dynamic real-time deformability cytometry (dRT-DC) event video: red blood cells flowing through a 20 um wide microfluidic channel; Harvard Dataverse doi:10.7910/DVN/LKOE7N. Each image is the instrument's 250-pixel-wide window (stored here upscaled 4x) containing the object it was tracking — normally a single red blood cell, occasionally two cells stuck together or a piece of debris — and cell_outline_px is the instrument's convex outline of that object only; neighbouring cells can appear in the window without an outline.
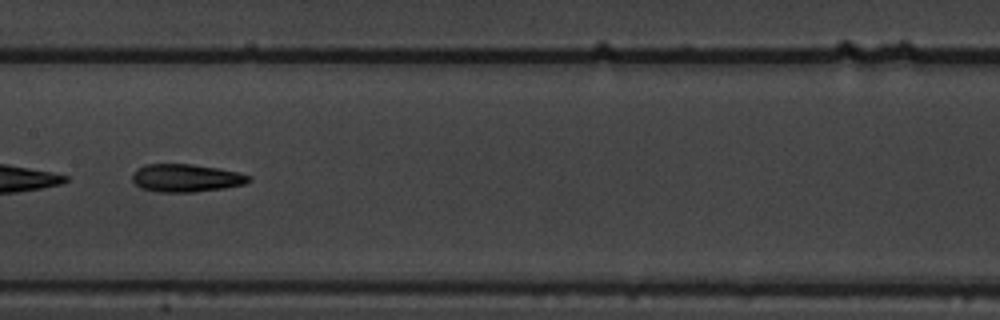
{"species": "common noctule bat (a hibernating species)", "species_latin": "Nyctalus noctula", "temperature_condition": "warm", "stored_images_in_passage": 11, "camera_frame_rate_fps": 3000, "um_per_image_px": 0.085, "animal": {"sex": "male", "body_mass_g": 19.5, "forearm_length_mm": 54.6}, "frame": {"image": 1, "passage_image": 8, "time_ms": 2.333, "image_size_px": [1000, 320], "cell_outline_px": [[252, 180], [244, 184], [224, 188], [192, 192], [160, 192], [140, 188], [132, 180], [132, 172], [136, 168], [144, 164], [192, 164], [216, 168], [236, 172], [252, 176]], "centroid_in_image_um": [15.78, 15.13], "position_along_channel_um": 191.6, "area_um2": 18.96}}
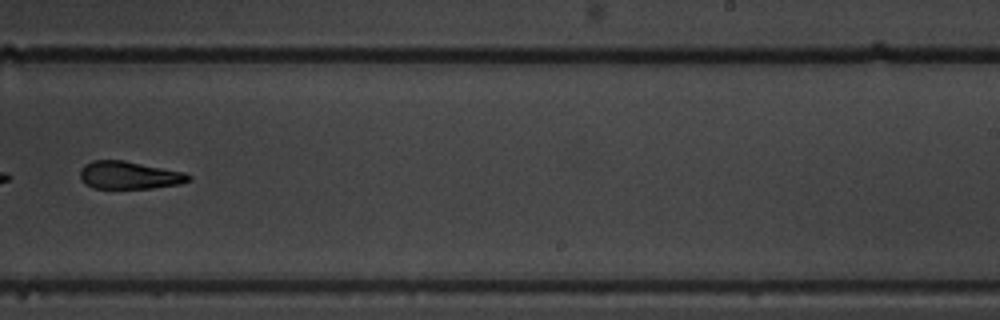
{"frame": {"image": 2, "passage_image": 10, "time_ms": 3.0, "image_size_px": [1000, 320], "cell_outline_px": [[192, 180], [180, 184], [152, 188], [92, 188], [84, 184], [80, 180], [80, 168], [84, 164], [92, 160], [124, 160], [184, 172], [192, 176]], "centroid_in_image_um": [10.96, 14.89], "position_along_channel_um": 278.0, "area_um2": 17.74}}
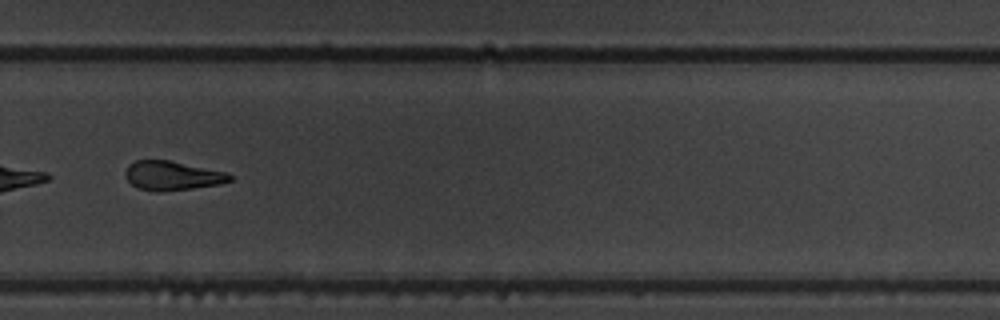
{"frame": {"image": 3, "passage_image": 11, "time_ms": 3.333, "image_size_px": [1000, 320], "cell_outline_px": [[232, 180], [220, 184], [164, 192], [156, 192], [136, 188], [124, 176], [124, 172], [128, 164], [136, 160], [168, 160], [228, 172], [232, 176]], "centroid_in_image_um": [14.62, 14.94], "position_along_channel_um": 315.2, "area_um2": 17.98}}